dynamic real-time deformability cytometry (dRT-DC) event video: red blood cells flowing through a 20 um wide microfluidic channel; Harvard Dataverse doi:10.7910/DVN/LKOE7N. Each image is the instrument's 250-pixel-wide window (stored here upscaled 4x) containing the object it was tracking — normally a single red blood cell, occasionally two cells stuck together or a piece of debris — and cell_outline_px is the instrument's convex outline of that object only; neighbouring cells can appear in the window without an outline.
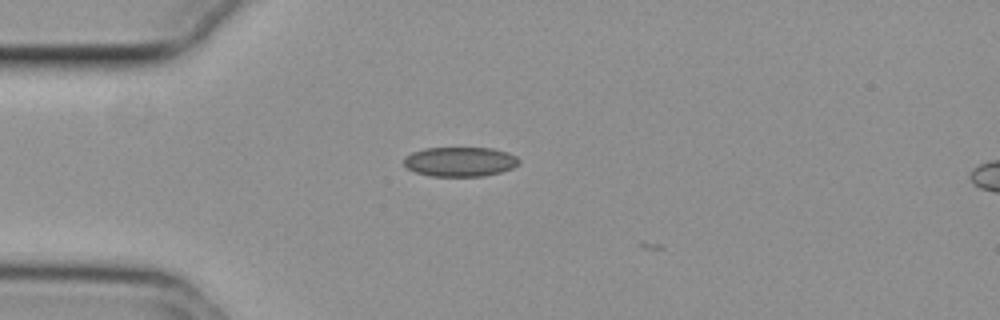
{"species": "common noctule bat (a hibernating species)", "species_latin": "Nyctalus noctula", "temperature_condition": "cold", "stored_images_in_passage": 3, "camera_frame_rate_fps": 3000, "um_per_image_px": 0.085, "animal": {"sex": "female", "body_mass_g": 29.2, "forearm_length_mm": 56.3}, "frame": {"image": 1, "passage_image": 2, "time_ms": 0.333, "image_size_px": [1000, 320], "cell_outline_px": [[520, 160], [512, 168], [500, 172], [484, 176], [432, 176], [416, 172], [404, 168], [404, 156], [412, 152], [424, 148], [492, 148], [508, 152], [516, 156]], "centroid_in_image_um": [39.06, 13.74], "position_along_channel_um": 45.9, "area_um2": 19.88}}